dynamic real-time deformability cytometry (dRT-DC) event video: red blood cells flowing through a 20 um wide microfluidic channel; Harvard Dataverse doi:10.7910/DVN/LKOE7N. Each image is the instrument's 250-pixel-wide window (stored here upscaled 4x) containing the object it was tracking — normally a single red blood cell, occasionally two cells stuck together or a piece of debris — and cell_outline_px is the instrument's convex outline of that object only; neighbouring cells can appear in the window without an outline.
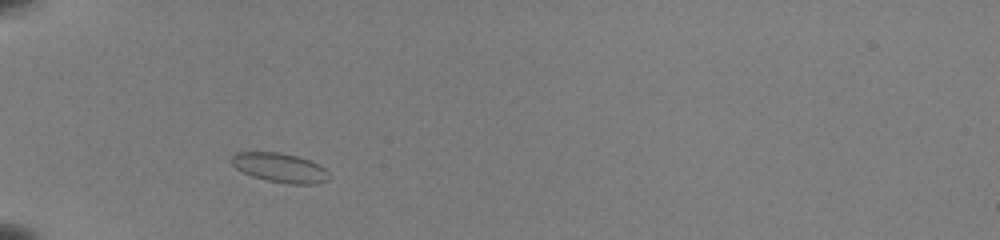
{"species": "common noctule bat (a hibernating species)", "species_latin": "Nyctalus noctula", "temperature_condition": "room temperature", "stored_images_in_passage": 35, "camera_frame_rate_fps": 3000, "um_per_image_px": 0.085, "animal": {"sex": "female", "body_mass_g": 22.0, "forearm_length_mm": 56.7}, "frame": {"image": 1, "passage_image": 1, "time_ms": 0.0, "image_size_px": [1000, 240], "cell_outline_px": [[328, 180], [312, 184], [292, 184], [268, 180], [252, 176], [236, 168], [228, 160], [236, 152], [280, 152], [296, 156], [308, 160], [324, 168], [328, 172]], "centroid_in_image_um": [23.74, 14.24], "position_along_channel_um": 61.3, "area_um2": 16.42}}
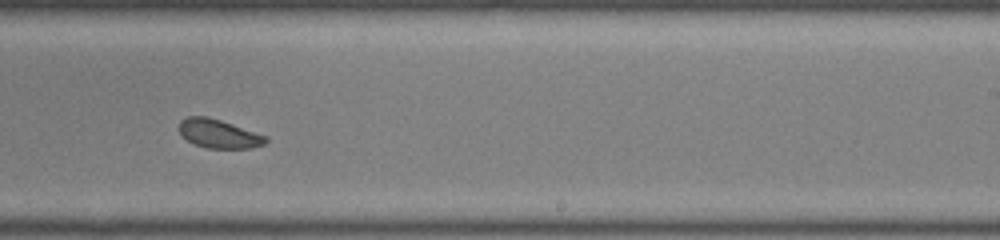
{"frame": {"image": 2, "passage_image": 18, "time_ms": 5.667, "image_size_px": [1000, 240], "cell_outline_px": [[268, 140], [264, 144], [252, 148], [208, 148], [192, 144], [180, 136], [180, 120], [188, 116], [208, 116], [268, 136]], "centroid_in_image_um": [18.58, 11.37], "position_along_channel_um": 270.4, "area_um2": 14.62}}
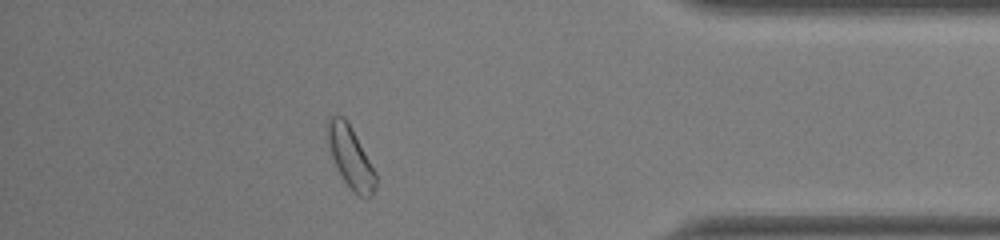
{"frame": {"image": 3, "passage_image": 30, "time_ms": 9.667, "image_size_px": [1000, 240], "cell_outline_px": [[376, 188], [372, 196], [360, 196], [344, 180], [328, 148], [324, 132], [328, 116], [344, 116], [348, 120], [376, 172]], "centroid_in_image_um": [29.76, 13.26], "position_along_channel_um": 405.4, "area_um2": 17.34}, "authors_computed_cell_mechanics": {"area_um2": 15.4904, "velocity_mm_per_s": 3.9356, "shape_relaxation_time_tau1_ms": null, "shape_relaxation_time_tau2_ms": 1.265, "deformation_change_tau1": null, "deformation_change_tau2": 0.0637}}